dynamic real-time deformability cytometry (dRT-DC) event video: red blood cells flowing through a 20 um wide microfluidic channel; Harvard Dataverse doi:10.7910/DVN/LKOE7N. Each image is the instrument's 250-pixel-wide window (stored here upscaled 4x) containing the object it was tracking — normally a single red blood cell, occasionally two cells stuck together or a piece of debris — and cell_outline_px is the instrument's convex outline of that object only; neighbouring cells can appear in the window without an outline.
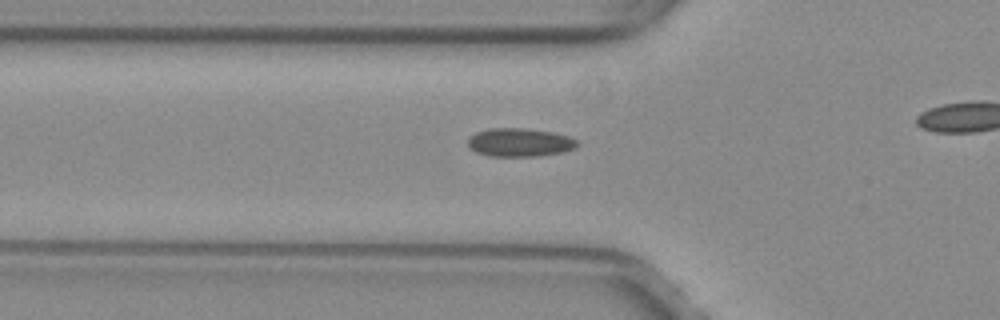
{"species": "common noctule bat (a hibernating species)", "species_latin": "Nyctalus noctula", "temperature_condition": "warm", "stored_images_in_passage": 15, "camera_frame_rate_fps": 3000, "um_per_image_px": 0.085, "animal": {"sex": "female", "body_mass_g": 29.2, "forearm_length_mm": 56.3}, "frame": {"image": 1, "passage_image": 4, "time_ms": 1.0, "image_size_px": [1000, 320], "cell_outline_px": [[580, 144], [576, 148], [564, 152], [540, 156], [488, 156], [476, 152], [468, 148], [468, 136], [476, 132], [492, 128], [524, 128], [552, 132], [568, 136], [576, 140]], "centroid_in_image_um": [44.17, 12.11], "position_along_channel_um": 81.6, "area_um2": 18.32}}
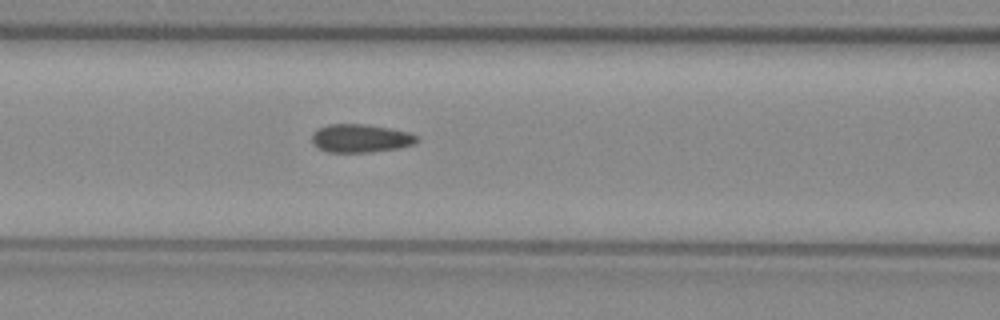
{"frame": {"image": 2, "passage_image": 8, "time_ms": 2.333, "image_size_px": [1000, 320], "cell_outline_px": [[420, 140], [412, 144], [396, 148], [368, 152], [328, 152], [316, 148], [312, 144], [312, 132], [316, 128], [328, 124], [368, 124], [392, 128], [408, 132], [416, 136]], "centroid_in_image_um": [30.58, 11.74], "position_along_channel_um": 136.0, "area_um2": 17.46}}